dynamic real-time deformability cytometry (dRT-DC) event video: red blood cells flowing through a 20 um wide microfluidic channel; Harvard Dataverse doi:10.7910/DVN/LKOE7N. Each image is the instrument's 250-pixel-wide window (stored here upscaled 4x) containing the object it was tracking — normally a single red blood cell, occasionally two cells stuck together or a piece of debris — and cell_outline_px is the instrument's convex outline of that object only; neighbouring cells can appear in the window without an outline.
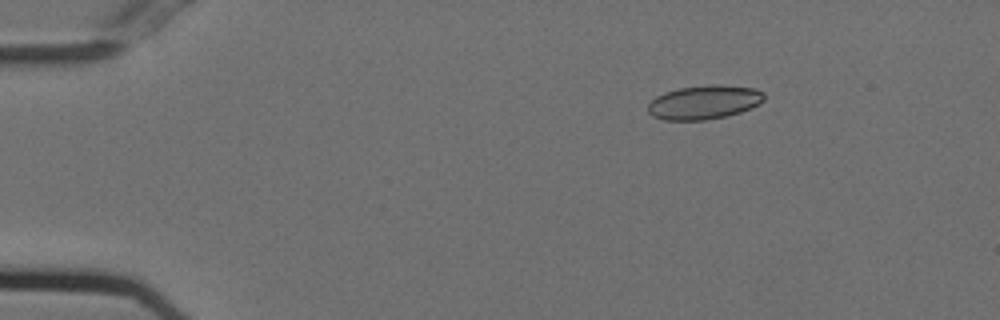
{"species": "Egyptian fruit bat (a non-hibernating species)", "species_latin": "Rousettus aegyptiacus", "temperature_condition": "cold", "stored_images_in_passage": 47, "camera_frame_rate_fps": 3000, "um_per_image_px": 0.085, "animal": {"sex": "female"}, "frame": {"image": 1, "passage_image": 1, "time_ms": 0.0, "image_size_px": [1000, 320], "cell_outline_px": [[764, 100], [760, 104], [740, 112], [724, 116], [704, 120], [664, 120], [652, 116], [648, 112], [648, 104], [656, 96], [664, 92], [680, 88], [712, 84], [720, 84], [756, 88], [764, 92]], "centroid_in_image_um": [59.86, 8.68], "position_along_channel_um": 25.1, "area_um2": 23.06}}
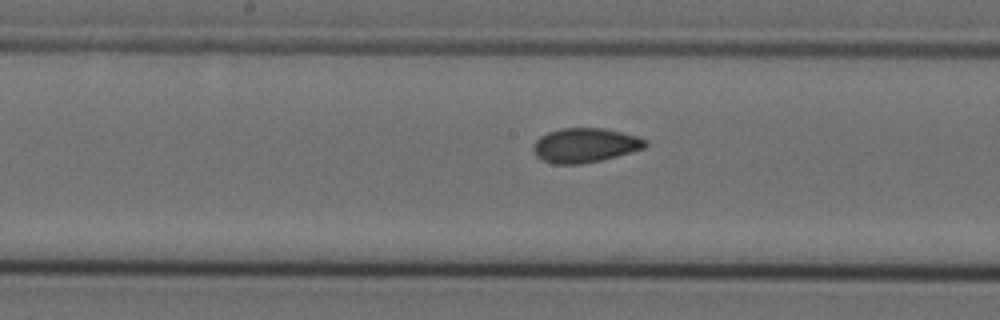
{"frame": {"image": 2, "passage_image": 21, "time_ms": 6.667, "image_size_px": [1000, 320], "cell_outline_px": [[648, 144], [644, 148], [616, 156], [600, 160], [580, 164], [552, 164], [536, 156], [532, 152], [532, 148], [536, 140], [540, 136], [548, 132], [560, 128], [604, 128], [636, 136], [648, 140]], "centroid_in_image_um": [49.7, 12.34], "position_along_channel_um": 198.5, "area_um2": 22.43}}
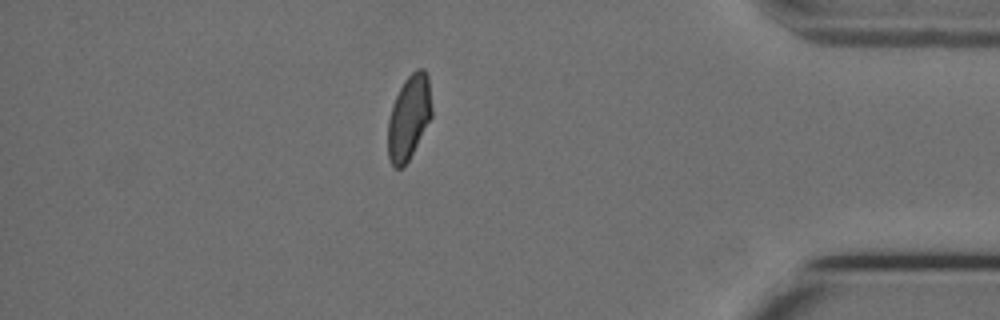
{"frame": {"image": 3, "passage_image": 40, "time_ms": 13.0, "image_size_px": [1000, 320], "cell_outline_px": [[432, 116], [404, 168], [396, 168], [392, 164], [388, 156], [388, 120], [392, 104], [404, 80], [416, 68], [424, 68], [428, 72], [432, 108]], "centroid_in_image_um": [34.77, 9.94], "position_along_channel_um": 400.4, "area_um2": 21.68}, "authors_computed_cell_mechanics": {"area_um2": 22.3108, "velocity_mm_per_s": 3.7404, "shape_relaxation_time_tau1_ms": null, "shape_relaxation_time_tau2_ms": 1.7247, "deformation_change_tau1": null, "deformation_change_tau2": 0.0424}}